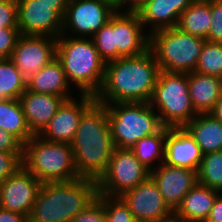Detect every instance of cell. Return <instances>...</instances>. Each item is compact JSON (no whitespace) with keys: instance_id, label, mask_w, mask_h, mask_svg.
Listing matches in <instances>:
<instances>
[{"instance_id":"obj_1","label":"cell","mask_w":222,"mask_h":222,"mask_svg":"<svg viewBox=\"0 0 222 222\" xmlns=\"http://www.w3.org/2000/svg\"><path fill=\"white\" fill-rule=\"evenodd\" d=\"M160 68L150 50L135 57H121L106 63L96 102H150Z\"/></svg>"},{"instance_id":"obj_2","label":"cell","mask_w":222,"mask_h":222,"mask_svg":"<svg viewBox=\"0 0 222 222\" xmlns=\"http://www.w3.org/2000/svg\"><path fill=\"white\" fill-rule=\"evenodd\" d=\"M75 169L82 178L98 181L115 149L104 104L94 102L80 118L71 142Z\"/></svg>"},{"instance_id":"obj_3","label":"cell","mask_w":222,"mask_h":222,"mask_svg":"<svg viewBox=\"0 0 222 222\" xmlns=\"http://www.w3.org/2000/svg\"><path fill=\"white\" fill-rule=\"evenodd\" d=\"M97 181L78 178L67 182L41 183L29 222H70L98 196Z\"/></svg>"},{"instance_id":"obj_4","label":"cell","mask_w":222,"mask_h":222,"mask_svg":"<svg viewBox=\"0 0 222 222\" xmlns=\"http://www.w3.org/2000/svg\"><path fill=\"white\" fill-rule=\"evenodd\" d=\"M69 36L57 38L56 57L70 85L77 86L80 94L95 96L103 83L106 62L91 38Z\"/></svg>"},{"instance_id":"obj_5","label":"cell","mask_w":222,"mask_h":222,"mask_svg":"<svg viewBox=\"0 0 222 222\" xmlns=\"http://www.w3.org/2000/svg\"><path fill=\"white\" fill-rule=\"evenodd\" d=\"M22 162L41 183L80 178L71 144L43 140L34 135L24 144Z\"/></svg>"},{"instance_id":"obj_6","label":"cell","mask_w":222,"mask_h":222,"mask_svg":"<svg viewBox=\"0 0 222 222\" xmlns=\"http://www.w3.org/2000/svg\"><path fill=\"white\" fill-rule=\"evenodd\" d=\"M115 147L131 148L140 139L159 132L164 125L148 102L104 104Z\"/></svg>"},{"instance_id":"obj_7","label":"cell","mask_w":222,"mask_h":222,"mask_svg":"<svg viewBox=\"0 0 222 222\" xmlns=\"http://www.w3.org/2000/svg\"><path fill=\"white\" fill-rule=\"evenodd\" d=\"M205 41L172 27L150 34L149 50L160 70L189 73L195 70Z\"/></svg>"},{"instance_id":"obj_8","label":"cell","mask_w":222,"mask_h":222,"mask_svg":"<svg viewBox=\"0 0 222 222\" xmlns=\"http://www.w3.org/2000/svg\"><path fill=\"white\" fill-rule=\"evenodd\" d=\"M149 104L168 128L184 127L197 115L189 95L187 73L160 70Z\"/></svg>"},{"instance_id":"obj_9","label":"cell","mask_w":222,"mask_h":222,"mask_svg":"<svg viewBox=\"0 0 222 222\" xmlns=\"http://www.w3.org/2000/svg\"><path fill=\"white\" fill-rule=\"evenodd\" d=\"M150 176L146 168L129 148L115 147L107 170L97 181L100 195L120 197Z\"/></svg>"},{"instance_id":"obj_10","label":"cell","mask_w":222,"mask_h":222,"mask_svg":"<svg viewBox=\"0 0 222 222\" xmlns=\"http://www.w3.org/2000/svg\"><path fill=\"white\" fill-rule=\"evenodd\" d=\"M116 11L114 0H70L61 34L91 38Z\"/></svg>"},{"instance_id":"obj_11","label":"cell","mask_w":222,"mask_h":222,"mask_svg":"<svg viewBox=\"0 0 222 222\" xmlns=\"http://www.w3.org/2000/svg\"><path fill=\"white\" fill-rule=\"evenodd\" d=\"M17 24L21 35L58 38L68 5H47L39 0H16Z\"/></svg>"},{"instance_id":"obj_12","label":"cell","mask_w":222,"mask_h":222,"mask_svg":"<svg viewBox=\"0 0 222 222\" xmlns=\"http://www.w3.org/2000/svg\"><path fill=\"white\" fill-rule=\"evenodd\" d=\"M56 43L49 36L20 35L10 59L28 81L56 57Z\"/></svg>"},{"instance_id":"obj_13","label":"cell","mask_w":222,"mask_h":222,"mask_svg":"<svg viewBox=\"0 0 222 222\" xmlns=\"http://www.w3.org/2000/svg\"><path fill=\"white\" fill-rule=\"evenodd\" d=\"M41 182L24 166L0 184V207L29 217Z\"/></svg>"},{"instance_id":"obj_14","label":"cell","mask_w":222,"mask_h":222,"mask_svg":"<svg viewBox=\"0 0 222 222\" xmlns=\"http://www.w3.org/2000/svg\"><path fill=\"white\" fill-rule=\"evenodd\" d=\"M79 95L80 100H76L75 97L65 100L38 136L43 140L71 144L78 129L80 118L96 101L93 95Z\"/></svg>"},{"instance_id":"obj_15","label":"cell","mask_w":222,"mask_h":222,"mask_svg":"<svg viewBox=\"0 0 222 222\" xmlns=\"http://www.w3.org/2000/svg\"><path fill=\"white\" fill-rule=\"evenodd\" d=\"M120 197L128 205L136 222H157L173 212L151 176Z\"/></svg>"},{"instance_id":"obj_16","label":"cell","mask_w":222,"mask_h":222,"mask_svg":"<svg viewBox=\"0 0 222 222\" xmlns=\"http://www.w3.org/2000/svg\"><path fill=\"white\" fill-rule=\"evenodd\" d=\"M145 30L137 12L116 11L113 14V39L114 47H117V59L139 56L149 50V34Z\"/></svg>"},{"instance_id":"obj_17","label":"cell","mask_w":222,"mask_h":222,"mask_svg":"<svg viewBox=\"0 0 222 222\" xmlns=\"http://www.w3.org/2000/svg\"><path fill=\"white\" fill-rule=\"evenodd\" d=\"M166 204L175 211L186 194L198 183L197 171L162 163L150 171Z\"/></svg>"},{"instance_id":"obj_18","label":"cell","mask_w":222,"mask_h":222,"mask_svg":"<svg viewBox=\"0 0 222 222\" xmlns=\"http://www.w3.org/2000/svg\"><path fill=\"white\" fill-rule=\"evenodd\" d=\"M203 153L184 127H166L164 164L198 170Z\"/></svg>"},{"instance_id":"obj_19","label":"cell","mask_w":222,"mask_h":222,"mask_svg":"<svg viewBox=\"0 0 222 222\" xmlns=\"http://www.w3.org/2000/svg\"><path fill=\"white\" fill-rule=\"evenodd\" d=\"M193 0H147L138 10L141 23L150 35L162 29L177 27L181 13ZM149 30V31H148Z\"/></svg>"},{"instance_id":"obj_20","label":"cell","mask_w":222,"mask_h":222,"mask_svg":"<svg viewBox=\"0 0 222 222\" xmlns=\"http://www.w3.org/2000/svg\"><path fill=\"white\" fill-rule=\"evenodd\" d=\"M27 124L34 135H39L65 101L61 96L29 91L19 98Z\"/></svg>"},{"instance_id":"obj_21","label":"cell","mask_w":222,"mask_h":222,"mask_svg":"<svg viewBox=\"0 0 222 222\" xmlns=\"http://www.w3.org/2000/svg\"><path fill=\"white\" fill-rule=\"evenodd\" d=\"M188 90L197 114L211 113L222 96V78L195 71L187 73Z\"/></svg>"},{"instance_id":"obj_22","label":"cell","mask_w":222,"mask_h":222,"mask_svg":"<svg viewBox=\"0 0 222 222\" xmlns=\"http://www.w3.org/2000/svg\"><path fill=\"white\" fill-rule=\"evenodd\" d=\"M61 62L57 57L40 69L27 81V89L32 92L61 96L65 100L74 98ZM71 95V96H70Z\"/></svg>"},{"instance_id":"obj_23","label":"cell","mask_w":222,"mask_h":222,"mask_svg":"<svg viewBox=\"0 0 222 222\" xmlns=\"http://www.w3.org/2000/svg\"><path fill=\"white\" fill-rule=\"evenodd\" d=\"M219 194V191L197 183L175 212L186 222H205Z\"/></svg>"},{"instance_id":"obj_24","label":"cell","mask_w":222,"mask_h":222,"mask_svg":"<svg viewBox=\"0 0 222 222\" xmlns=\"http://www.w3.org/2000/svg\"><path fill=\"white\" fill-rule=\"evenodd\" d=\"M184 128L195 139L203 154L222 150V122L212 114H197Z\"/></svg>"},{"instance_id":"obj_25","label":"cell","mask_w":222,"mask_h":222,"mask_svg":"<svg viewBox=\"0 0 222 222\" xmlns=\"http://www.w3.org/2000/svg\"><path fill=\"white\" fill-rule=\"evenodd\" d=\"M0 129L14 135L23 145L34 136L19 99H0Z\"/></svg>"},{"instance_id":"obj_26","label":"cell","mask_w":222,"mask_h":222,"mask_svg":"<svg viewBox=\"0 0 222 222\" xmlns=\"http://www.w3.org/2000/svg\"><path fill=\"white\" fill-rule=\"evenodd\" d=\"M211 22V1H193L181 13L177 28L206 40Z\"/></svg>"},{"instance_id":"obj_27","label":"cell","mask_w":222,"mask_h":222,"mask_svg":"<svg viewBox=\"0 0 222 222\" xmlns=\"http://www.w3.org/2000/svg\"><path fill=\"white\" fill-rule=\"evenodd\" d=\"M165 138L166 127L164 126L159 132L140 139L130 149L136 158L151 171L164 162ZM156 160L158 163L154 164Z\"/></svg>"},{"instance_id":"obj_28","label":"cell","mask_w":222,"mask_h":222,"mask_svg":"<svg viewBox=\"0 0 222 222\" xmlns=\"http://www.w3.org/2000/svg\"><path fill=\"white\" fill-rule=\"evenodd\" d=\"M27 90V81L10 58L0 59V99H19Z\"/></svg>"},{"instance_id":"obj_29","label":"cell","mask_w":222,"mask_h":222,"mask_svg":"<svg viewBox=\"0 0 222 222\" xmlns=\"http://www.w3.org/2000/svg\"><path fill=\"white\" fill-rule=\"evenodd\" d=\"M197 176L198 183L222 193V150L203 154Z\"/></svg>"},{"instance_id":"obj_30","label":"cell","mask_w":222,"mask_h":222,"mask_svg":"<svg viewBox=\"0 0 222 222\" xmlns=\"http://www.w3.org/2000/svg\"><path fill=\"white\" fill-rule=\"evenodd\" d=\"M194 71L222 78V43L206 40Z\"/></svg>"},{"instance_id":"obj_31","label":"cell","mask_w":222,"mask_h":222,"mask_svg":"<svg viewBox=\"0 0 222 222\" xmlns=\"http://www.w3.org/2000/svg\"><path fill=\"white\" fill-rule=\"evenodd\" d=\"M91 39L98 50L100 57L107 63L117 59V47L113 39V15L107 23L95 33Z\"/></svg>"},{"instance_id":"obj_32","label":"cell","mask_w":222,"mask_h":222,"mask_svg":"<svg viewBox=\"0 0 222 222\" xmlns=\"http://www.w3.org/2000/svg\"><path fill=\"white\" fill-rule=\"evenodd\" d=\"M97 199L105 209L107 222H136L128 205L121 197L98 194Z\"/></svg>"},{"instance_id":"obj_33","label":"cell","mask_w":222,"mask_h":222,"mask_svg":"<svg viewBox=\"0 0 222 222\" xmlns=\"http://www.w3.org/2000/svg\"><path fill=\"white\" fill-rule=\"evenodd\" d=\"M23 153L0 151V184L23 166Z\"/></svg>"},{"instance_id":"obj_34","label":"cell","mask_w":222,"mask_h":222,"mask_svg":"<svg viewBox=\"0 0 222 222\" xmlns=\"http://www.w3.org/2000/svg\"><path fill=\"white\" fill-rule=\"evenodd\" d=\"M20 35L18 27L0 28V58H10Z\"/></svg>"},{"instance_id":"obj_35","label":"cell","mask_w":222,"mask_h":222,"mask_svg":"<svg viewBox=\"0 0 222 222\" xmlns=\"http://www.w3.org/2000/svg\"><path fill=\"white\" fill-rule=\"evenodd\" d=\"M212 22L208 32L207 41L222 43V3L211 1Z\"/></svg>"},{"instance_id":"obj_36","label":"cell","mask_w":222,"mask_h":222,"mask_svg":"<svg viewBox=\"0 0 222 222\" xmlns=\"http://www.w3.org/2000/svg\"><path fill=\"white\" fill-rule=\"evenodd\" d=\"M70 222H107L105 209L101 202L96 199L86 209L75 215Z\"/></svg>"},{"instance_id":"obj_37","label":"cell","mask_w":222,"mask_h":222,"mask_svg":"<svg viewBox=\"0 0 222 222\" xmlns=\"http://www.w3.org/2000/svg\"><path fill=\"white\" fill-rule=\"evenodd\" d=\"M6 27H18L16 0H0V28Z\"/></svg>"},{"instance_id":"obj_38","label":"cell","mask_w":222,"mask_h":222,"mask_svg":"<svg viewBox=\"0 0 222 222\" xmlns=\"http://www.w3.org/2000/svg\"><path fill=\"white\" fill-rule=\"evenodd\" d=\"M24 145L11 133L0 129V151L23 153Z\"/></svg>"},{"instance_id":"obj_39","label":"cell","mask_w":222,"mask_h":222,"mask_svg":"<svg viewBox=\"0 0 222 222\" xmlns=\"http://www.w3.org/2000/svg\"><path fill=\"white\" fill-rule=\"evenodd\" d=\"M146 1L147 0H114V3L117 11L124 10L125 12H138ZM125 6L127 9H123L126 8Z\"/></svg>"},{"instance_id":"obj_40","label":"cell","mask_w":222,"mask_h":222,"mask_svg":"<svg viewBox=\"0 0 222 222\" xmlns=\"http://www.w3.org/2000/svg\"><path fill=\"white\" fill-rule=\"evenodd\" d=\"M205 222H222V193L216 197Z\"/></svg>"},{"instance_id":"obj_41","label":"cell","mask_w":222,"mask_h":222,"mask_svg":"<svg viewBox=\"0 0 222 222\" xmlns=\"http://www.w3.org/2000/svg\"><path fill=\"white\" fill-rule=\"evenodd\" d=\"M0 222H29L28 217L0 207Z\"/></svg>"},{"instance_id":"obj_42","label":"cell","mask_w":222,"mask_h":222,"mask_svg":"<svg viewBox=\"0 0 222 222\" xmlns=\"http://www.w3.org/2000/svg\"><path fill=\"white\" fill-rule=\"evenodd\" d=\"M210 114H212L216 119L222 122V96L215 104V107Z\"/></svg>"},{"instance_id":"obj_43","label":"cell","mask_w":222,"mask_h":222,"mask_svg":"<svg viewBox=\"0 0 222 222\" xmlns=\"http://www.w3.org/2000/svg\"><path fill=\"white\" fill-rule=\"evenodd\" d=\"M157 222H186L183 220L175 211H173L168 216L161 218Z\"/></svg>"},{"instance_id":"obj_44","label":"cell","mask_w":222,"mask_h":222,"mask_svg":"<svg viewBox=\"0 0 222 222\" xmlns=\"http://www.w3.org/2000/svg\"><path fill=\"white\" fill-rule=\"evenodd\" d=\"M47 5H68L70 0H39Z\"/></svg>"},{"instance_id":"obj_45","label":"cell","mask_w":222,"mask_h":222,"mask_svg":"<svg viewBox=\"0 0 222 222\" xmlns=\"http://www.w3.org/2000/svg\"><path fill=\"white\" fill-rule=\"evenodd\" d=\"M193 1H214V0H193Z\"/></svg>"}]
</instances>
